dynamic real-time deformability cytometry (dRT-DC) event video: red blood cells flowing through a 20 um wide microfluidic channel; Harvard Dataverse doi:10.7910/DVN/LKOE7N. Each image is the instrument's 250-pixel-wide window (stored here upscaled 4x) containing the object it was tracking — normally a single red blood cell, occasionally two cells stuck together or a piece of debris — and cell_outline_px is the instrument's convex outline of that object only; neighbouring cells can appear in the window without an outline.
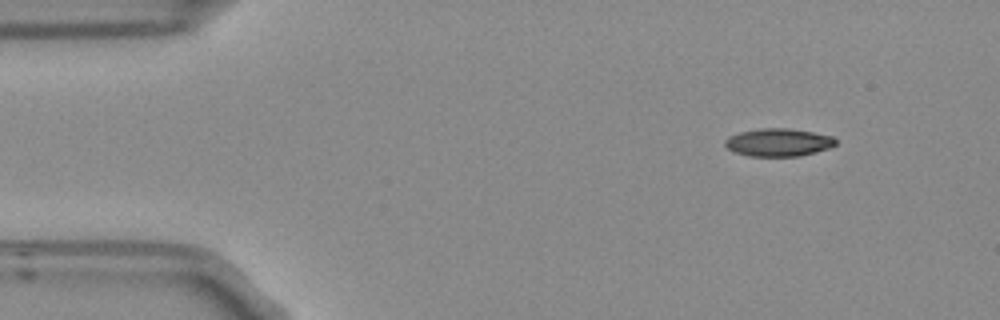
{"species": "Egyptian fruit bat (a non-hibernating species)", "species_latin": "Rousettus aegyptiacus", "temperature_condition": "room temperature", "stored_images_in_passage": 3, "segment_of_instrument_passage": [2, 2], "camera_frame_rate_fps": 3000, "um_per_image_px": 0.085, "frame": {"image": 1, "passage_image": 3, "time_ms": 0.667, "image_size_px": [1000, 320], "cell_outline_px": [[836, 144], [828, 148], [816, 152], [800, 156], [748, 156], [736, 152], [728, 148], [724, 144], [724, 140], [728, 136], [740, 132], [760, 128], [788, 128], [812, 132], [832, 136], [836, 140]], "centroid_in_image_um": [66.15, 12.1], "position_along_channel_um": 18.9, "area_um2": 17.92}}